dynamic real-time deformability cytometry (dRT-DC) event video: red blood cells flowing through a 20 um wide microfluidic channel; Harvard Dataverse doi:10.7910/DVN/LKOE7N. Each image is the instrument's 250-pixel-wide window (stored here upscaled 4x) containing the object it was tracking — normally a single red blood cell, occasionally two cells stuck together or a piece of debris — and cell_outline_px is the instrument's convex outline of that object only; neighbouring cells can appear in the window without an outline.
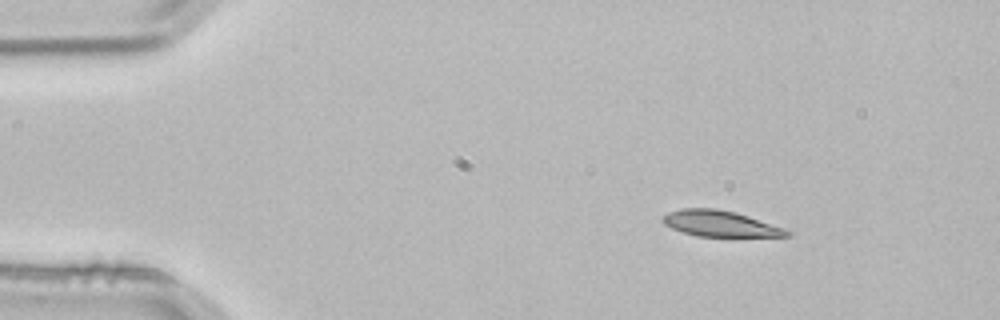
{"species": "common noctule bat (a hibernating species)", "species_latin": "Nyctalus noctula", "temperature_condition": "room temperature", "stored_images_in_passage": 3, "camera_frame_rate_fps": 3000, "um_per_image_px": 0.085, "animal": {"sex": "male", "body_mass_g": 21.5, "forearm_length_mm": 52.0}, "frame": {"image": 1, "passage_image": 1, "time_ms": 0.0, "image_size_px": [1000, 320], "cell_outline_px": [[792, 232], [788, 236], [696, 236], [672, 228], [664, 224], [660, 220], [668, 212], [680, 208], [716, 208], [736, 212], [784, 228]], "centroid_in_image_um": [61.17, 18.99], "position_along_channel_um": 23.8, "area_um2": 18.61}}
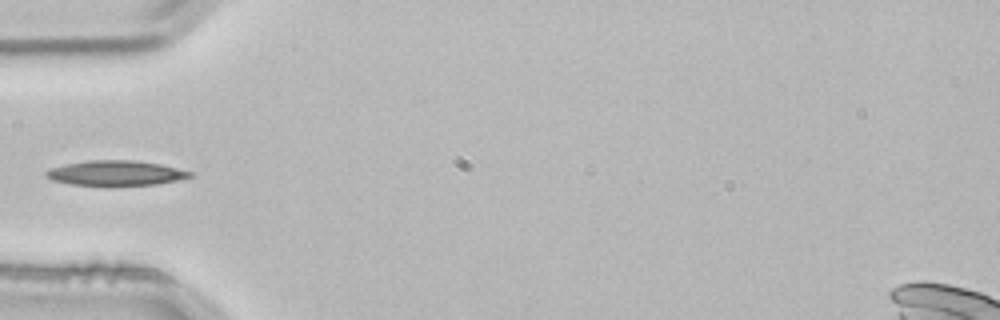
{"frame": {"image": 2, "passage_image": 3, "time_ms": 0.667, "image_size_px": [1000, 320], "cell_outline_px": [[192, 176], [176, 180], [156, 184], [72, 184], [52, 180], [44, 176], [44, 172], [48, 168], [88, 160], [136, 160], [160, 164], [192, 172]], "centroid_in_image_um": [9.79, 14.68], "position_along_channel_um": 75.2, "area_um2": 20.4}}